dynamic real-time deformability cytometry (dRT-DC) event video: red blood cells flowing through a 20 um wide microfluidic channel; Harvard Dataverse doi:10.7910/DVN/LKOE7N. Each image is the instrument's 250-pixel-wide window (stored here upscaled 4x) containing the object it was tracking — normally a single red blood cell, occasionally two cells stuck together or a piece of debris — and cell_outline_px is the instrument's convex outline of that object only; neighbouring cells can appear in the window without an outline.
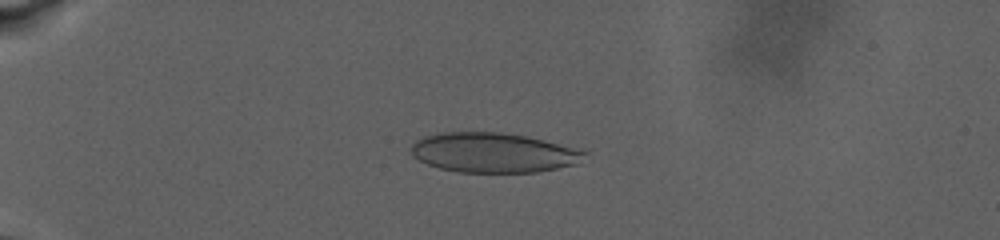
{"species": "human", "species_latin": "Homo sapiens", "temperature_condition": "warm", "stored_images_in_passage": 59, "camera_frame_rate_fps": 3000, "um_per_image_px": 0.085, "donor": {"sex": "male"}, "frame": {"image": 1, "passage_image": 21, "time_ms": 7.333, "image_size_px": [1000, 240], "cell_outline_px": [[588, 152], [580, 164], [536, 172], [456, 172], [440, 168], [428, 164], [412, 156], [412, 144], [416, 140], [424, 136], [440, 132], [500, 132], [528, 136], [588, 148]], "centroid_in_image_um": [42.07, 12.96], "position_along_channel_um": 42.9, "area_um2": 41.04}}
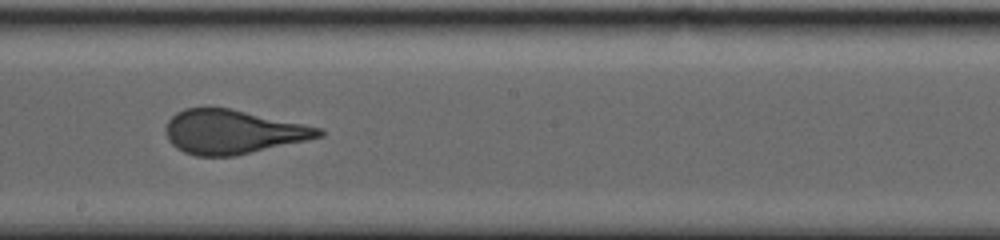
{"frame": {"image": 2, "passage_image": 45, "time_ms": 16.333, "image_size_px": [1000, 240], "cell_outline_px": [[324, 136], [236, 156], [196, 156], [184, 152], [176, 148], [168, 140], [164, 128], [168, 120], [176, 112], [184, 108], [228, 108], [324, 128]], "centroid_in_image_um": [19.78, 11.21], "position_along_channel_um": 228.4, "area_um2": 39.3}}
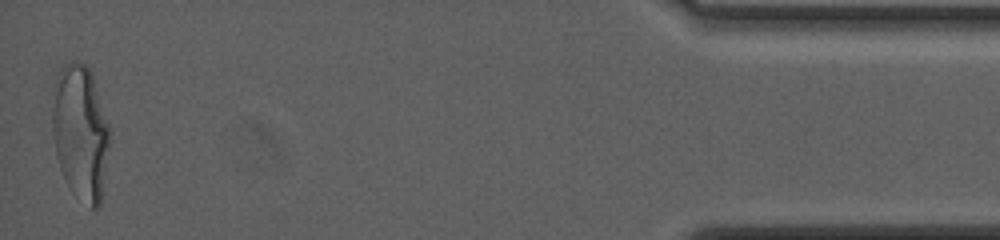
{"frame": {"image": 3, "passage_image": 59, "time_ms": 26.333, "image_size_px": [1000, 240], "cell_outline_px": [[108, 148], [100, 208], [92, 208], [68, 184], [60, 168], [56, 156], [52, 136], [52, 108], [56, 80], [60, 68], [68, 60], [76, 60], [84, 64], [92, 72], [108, 124]], "centroid_in_image_um": [6.82, 11.17], "position_along_channel_um": 428.4, "area_um2": 44.51}}